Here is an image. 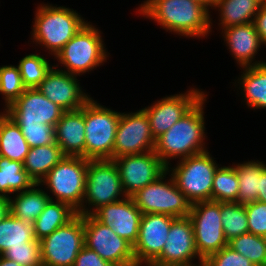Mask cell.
Wrapping results in <instances>:
<instances>
[{"label": "cell", "instance_id": "obj_1", "mask_svg": "<svg viewBox=\"0 0 266 266\" xmlns=\"http://www.w3.org/2000/svg\"><path fill=\"white\" fill-rule=\"evenodd\" d=\"M135 10L144 19L153 20L180 38L207 39L213 32L211 11L194 0H144Z\"/></svg>", "mask_w": 266, "mask_h": 266}, {"label": "cell", "instance_id": "obj_2", "mask_svg": "<svg viewBox=\"0 0 266 266\" xmlns=\"http://www.w3.org/2000/svg\"><path fill=\"white\" fill-rule=\"evenodd\" d=\"M208 95L205 94L180 120L156 139L154 152L166 167L174 159L179 161L208 150L204 114Z\"/></svg>", "mask_w": 266, "mask_h": 266}, {"label": "cell", "instance_id": "obj_3", "mask_svg": "<svg viewBox=\"0 0 266 266\" xmlns=\"http://www.w3.org/2000/svg\"><path fill=\"white\" fill-rule=\"evenodd\" d=\"M32 21L31 43L55 55L88 22L76 10L51 3L37 5Z\"/></svg>", "mask_w": 266, "mask_h": 266}, {"label": "cell", "instance_id": "obj_4", "mask_svg": "<svg viewBox=\"0 0 266 266\" xmlns=\"http://www.w3.org/2000/svg\"><path fill=\"white\" fill-rule=\"evenodd\" d=\"M99 30L96 25L87 22L55 55L53 60L58 63L54 66L80 77L104 65L110 53L105 46L103 32Z\"/></svg>", "mask_w": 266, "mask_h": 266}, {"label": "cell", "instance_id": "obj_5", "mask_svg": "<svg viewBox=\"0 0 266 266\" xmlns=\"http://www.w3.org/2000/svg\"><path fill=\"white\" fill-rule=\"evenodd\" d=\"M88 161L83 157L64 156L39 185L45 186L44 190L52 201L67 203L78 213L85 196Z\"/></svg>", "mask_w": 266, "mask_h": 266}, {"label": "cell", "instance_id": "obj_6", "mask_svg": "<svg viewBox=\"0 0 266 266\" xmlns=\"http://www.w3.org/2000/svg\"><path fill=\"white\" fill-rule=\"evenodd\" d=\"M214 159L207 150L177 161L174 167L172 164L167 167V172L191 204L211 200L214 173L221 165Z\"/></svg>", "mask_w": 266, "mask_h": 266}, {"label": "cell", "instance_id": "obj_7", "mask_svg": "<svg viewBox=\"0 0 266 266\" xmlns=\"http://www.w3.org/2000/svg\"><path fill=\"white\" fill-rule=\"evenodd\" d=\"M121 112L91 98L84 105L85 158L112 160L116 130Z\"/></svg>", "mask_w": 266, "mask_h": 266}, {"label": "cell", "instance_id": "obj_8", "mask_svg": "<svg viewBox=\"0 0 266 266\" xmlns=\"http://www.w3.org/2000/svg\"><path fill=\"white\" fill-rule=\"evenodd\" d=\"M126 197L113 160L88 161L85 196L82 209L77 214L91 215L100 206L118 202Z\"/></svg>", "mask_w": 266, "mask_h": 266}, {"label": "cell", "instance_id": "obj_9", "mask_svg": "<svg viewBox=\"0 0 266 266\" xmlns=\"http://www.w3.org/2000/svg\"><path fill=\"white\" fill-rule=\"evenodd\" d=\"M131 198L142 214L159 213L175 218L187 217L192 205L167 171Z\"/></svg>", "mask_w": 266, "mask_h": 266}, {"label": "cell", "instance_id": "obj_10", "mask_svg": "<svg viewBox=\"0 0 266 266\" xmlns=\"http://www.w3.org/2000/svg\"><path fill=\"white\" fill-rule=\"evenodd\" d=\"M220 216L221 202L208 200L191 205L188 217L193 224L198 255L203 261L228 245Z\"/></svg>", "mask_w": 266, "mask_h": 266}, {"label": "cell", "instance_id": "obj_11", "mask_svg": "<svg viewBox=\"0 0 266 266\" xmlns=\"http://www.w3.org/2000/svg\"><path fill=\"white\" fill-rule=\"evenodd\" d=\"M84 242L83 215L77 214L66 225L40 240L42 266H73Z\"/></svg>", "mask_w": 266, "mask_h": 266}, {"label": "cell", "instance_id": "obj_12", "mask_svg": "<svg viewBox=\"0 0 266 266\" xmlns=\"http://www.w3.org/2000/svg\"><path fill=\"white\" fill-rule=\"evenodd\" d=\"M84 244L102 259L117 266H137L133 246L112 231V228L96 220L92 215H83Z\"/></svg>", "mask_w": 266, "mask_h": 266}, {"label": "cell", "instance_id": "obj_13", "mask_svg": "<svg viewBox=\"0 0 266 266\" xmlns=\"http://www.w3.org/2000/svg\"><path fill=\"white\" fill-rule=\"evenodd\" d=\"M199 262L194 263V260ZM199 257L194 229L190 218L180 217L172 221L167 240L161 254L150 264L151 266H203Z\"/></svg>", "mask_w": 266, "mask_h": 266}, {"label": "cell", "instance_id": "obj_14", "mask_svg": "<svg viewBox=\"0 0 266 266\" xmlns=\"http://www.w3.org/2000/svg\"><path fill=\"white\" fill-rule=\"evenodd\" d=\"M155 144L148 116L143 109L136 112H121L112 160L124 155L154 151Z\"/></svg>", "mask_w": 266, "mask_h": 266}, {"label": "cell", "instance_id": "obj_15", "mask_svg": "<svg viewBox=\"0 0 266 266\" xmlns=\"http://www.w3.org/2000/svg\"><path fill=\"white\" fill-rule=\"evenodd\" d=\"M195 86L184 93L166 95L142 108L149 119L151 133L156 140L180 120L207 92Z\"/></svg>", "mask_w": 266, "mask_h": 266}, {"label": "cell", "instance_id": "obj_16", "mask_svg": "<svg viewBox=\"0 0 266 266\" xmlns=\"http://www.w3.org/2000/svg\"><path fill=\"white\" fill-rule=\"evenodd\" d=\"M113 161L119 171L122 187L127 197H131L138 190L153 183L167 171V167L154 151L124 155Z\"/></svg>", "mask_w": 266, "mask_h": 266}, {"label": "cell", "instance_id": "obj_17", "mask_svg": "<svg viewBox=\"0 0 266 266\" xmlns=\"http://www.w3.org/2000/svg\"><path fill=\"white\" fill-rule=\"evenodd\" d=\"M3 112L17 125L50 124L55 127L65 111L37 88H26Z\"/></svg>", "mask_w": 266, "mask_h": 266}, {"label": "cell", "instance_id": "obj_18", "mask_svg": "<svg viewBox=\"0 0 266 266\" xmlns=\"http://www.w3.org/2000/svg\"><path fill=\"white\" fill-rule=\"evenodd\" d=\"M174 219L167 214H142L138 238L133 246L137 266L150 265L161 254Z\"/></svg>", "mask_w": 266, "mask_h": 266}, {"label": "cell", "instance_id": "obj_19", "mask_svg": "<svg viewBox=\"0 0 266 266\" xmlns=\"http://www.w3.org/2000/svg\"><path fill=\"white\" fill-rule=\"evenodd\" d=\"M77 77L53 66L37 89L64 111H75L92 98Z\"/></svg>", "mask_w": 266, "mask_h": 266}, {"label": "cell", "instance_id": "obj_20", "mask_svg": "<svg viewBox=\"0 0 266 266\" xmlns=\"http://www.w3.org/2000/svg\"><path fill=\"white\" fill-rule=\"evenodd\" d=\"M102 224L112 228V231L135 245L140 227L142 212L131 197L118 202L100 206L91 214Z\"/></svg>", "mask_w": 266, "mask_h": 266}, {"label": "cell", "instance_id": "obj_21", "mask_svg": "<svg viewBox=\"0 0 266 266\" xmlns=\"http://www.w3.org/2000/svg\"><path fill=\"white\" fill-rule=\"evenodd\" d=\"M224 46L229 49L238 68L262 65L264 60H256V55L264 45L259 37L254 22L234 25L221 30Z\"/></svg>", "mask_w": 266, "mask_h": 266}, {"label": "cell", "instance_id": "obj_22", "mask_svg": "<svg viewBox=\"0 0 266 266\" xmlns=\"http://www.w3.org/2000/svg\"><path fill=\"white\" fill-rule=\"evenodd\" d=\"M54 130L56 143L64 156L85 158L84 106L75 111H65Z\"/></svg>", "mask_w": 266, "mask_h": 266}, {"label": "cell", "instance_id": "obj_23", "mask_svg": "<svg viewBox=\"0 0 266 266\" xmlns=\"http://www.w3.org/2000/svg\"><path fill=\"white\" fill-rule=\"evenodd\" d=\"M240 70L241 76L234 80L233 85L235 90L238 92L239 89L240 95H243L242 102L252 110H266V63L243 67Z\"/></svg>", "mask_w": 266, "mask_h": 266}, {"label": "cell", "instance_id": "obj_24", "mask_svg": "<svg viewBox=\"0 0 266 266\" xmlns=\"http://www.w3.org/2000/svg\"><path fill=\"white\" fill-rule=\"evenodd\" d=\"M265 0H216L212 10L218 11V28L221 30L254 22Z\"/></svg>", "mask_w": 266, "mask_h": 266}, {"label": "cell", "instance_id": "obj_25", "mask_svg": "<svg viewBox=\"0 0 266 266\" xmlns=\"http://www.w3.org/2000/svg\"><path fill=\"white\" fill-rule=\"evenodd\" d=\"M35 183L30 189L9 198L10 213L28 223H34L51 200L43 187ZM43 188V189H42Z\"/></svg>", "mask_w": 266, "mask_h": 266}, {"label": "cell", "instance_id": "obj_26", "mask_svg": "<svg viewBox=\"0 0 266 266\" xmlns=\"http://www.w3.org/2000/svg\"><path fill=\"white\" fill-rule=\"evenodd\" d=\"M76 215L77 211L69 204L50 200L33 223L36 240L40 241L49 236L59 227L66 225Z\"/></svg>", "mask_w": 266, "mask_h": 266}, {"label": "cell", "instance_id": "obj_27", "mask_svg": "<svg viewBox=\"0 0 266 266\" xmlns=\"http://www.w3.org/2000/svg\"><path fill=\"white\" fill-rule=\"evenodd\" d=\"M29 148L21 128L1 110L0 156L23 163Z\"/></svg>", "mask_w": 266, "mask_h": 266}, {"label": "cell", "instance_id": "obj_28", "mask_svg": "<svg viewBox=\"0 0 266 266\" xmlns=\"http://www.w3.org/2000/svg\"><path fill=\"white\" fill-rule=\"evenodd\" d=\"M64 157L57 144L30 147L23 162L29 177L37 184Z\"/></svg>", "mask_w": 266, "mask_h": 266}, {"label": "cell", "instance_id": "obj_29", "mask_svg": "<svg viewBox=\"0 0 266 266\" xmlns=\"http://www.w3.org/2000/svg\"><path fill=\"white\" fill-rule=\"evenodd\" d=\"M264 162L251 159L234 163L239 182L238 203L246 205L258 200L261 171L266 167Z\"/></svg>", "mask_w": 266, "mask_h": 266}, {"label": "cell", "instance_id": "obj_30", "mask_svg": "<svg viewBox=\"0 0 266 266\" xmlns=\"http://www.w3.org/2000/svg\"><path fill=\"white\" fill-rule=\"evenodd\" d=\"M35 240L33 223L16 218L10 212L0 222V255L8 248L26 247Z\"/></svg>", "mask_w": 266, "mask_h": 266}, {"label": "cell", "instance_id": "obj_31", "mask_svg": "<svg viewBox=\"0 0 266 266\" xmlns=\"http://www.w3.org/2000/svg\"><path fill=\"white\" fill-rule=\"evenodd\" d=\"M34 184L23 163L0 156V196L10 198V195L28 190Z\"/></svg>", "mask_w": 266, "mask_h": 266}, {"label": "cell", "instance_id": "obj_32", "mask_svg": "<svg viewBox=\"0 0 266 266\" xmlns=\"http://www.w3.org/2000/svg\"><path fill=\"white\" fill-rule=\"evenodd\" d=\"M239 182L234 163L220 165L213 177L211 200L218 202H237Z\"/></svg>", "mask_w": 266, "mask_h": 266}, {"label": "cell", "instance_id": "obj_33", "mask_svg": "<svg viewBox=\"0 0 266 266\" xmlns=\"http://www.w3.org/2000/svg\"><path fill=\"white\" fill-rule=\"evenodd\" d=\"M42 54L31 53L22 57L17 64L23 85L26 88H37L54 66Z\"/></svg>", "mask_w": 266, "mask_h": 266}, {"label": "cell", "instance_id": "obj_34", "mask_svg": "<svg viewBox=\"0 0 266 266\" xmlns=\"http://www.w3.org/2000/svg\"><path fill=\"white\" fill-rule=\"evenodd\" d=\"M220 217L227 241L249 233L245 205L238 202H221Z\"/></svg>", "mask_w": 266, "mask_h": 266}, {"label": "cell", "instance_id": "obj_35", "mask_svg": "<svg viewBox=\"0 0 266 266\" xmlns=\"http://www.w3.org/2000/svg\"><path fill=\"white\" fill-rule=\"evenodd\" d=\"M228 246L248 258L255 266H266V241L262 236L242 234L228 241Z\"/></svg>", "mask_w": 266, "mask_h": 266}, {"label": "cell", "instance_id": "obj_36", "mask_svg": "<svg viewBox=\"0 0 266 266\" xmlns=\"http://www.w3.org/2000/svg\"><path fill=\"white\" fill-rule=\"evenodd\" d=\"M26 90L17 65L0 66V94L4 101L5 110Z\"/></svg>", "mask_w": 266, "mask_h": 266}, {"label": "cell", "instance_id": "obj_37", "mask_svg": "<svg viewBox=\"0 0 266 266\" xmlns=\"http://www.w3.org/2000/svg\"><path fill=\"white\" fill-rule=\"evenodd\" d=\"M2 255L21 266H42L41 244L38 240L26 244V247L8 248Z\"/></svg>", "mask_w": 266, "mask_h": 266}, {"label": "cell", "instance_id": "obj_38", "mask_svg": "<svg viewBox=\"0 0 266 266\" xmlns=\"http://www.w3.org/2000/svg\"><path fill=\"white\" fill-rule=\"evenodd\" d=\"M29 147L57 144L54 127L50 124L18 125Z\"/></svg>", "mask_w": 266, "mask_h": 266}, {"label": "cell", "instance_id": "obj_39", "mask_svg": "<svg viewBox=\"0 0 266 266\" xmlns=\"http://www.w3.org/2000/svg\"><path fill=\"white\" fill-rule=\"evenodd\" d=\"M203 266H255L248 258L237 253L228 245L210 255Z\"/></svg>", "mask_w": 266, "mask_h": 266}, {"label": "cell", "instance_id": "obj_40", "mask_svg": "<svg viewBox=\"0 0 266 266\" xmlns=\"http://www.w3.org/2000/svg\"><path fill=\"white\" fill-rule=\"evenodd\" d=\"M245 209L249 233L264 237L266 235V203L257 200L246 204Z\"/></svg>", "mask_w": 266, "mask_h": 266}, {"label": "cell", "instance_id": "obj_41", "mask_svg": "<svg viewBox=\"0 0 266 266\" xmlns=\"http://www.w3.org/2000/svg\"><path fill=\"white\" fill-rule=\"evenodd\" d=\"M73 266H117L114 263L102 259L95 251L86 246L78 253Z\"/></svg>", "mask_w": 266, "mask_h": 266}, {"label": "cell", "instance_id": "obj_42", "mask_svg": "<svg viewBox=\"0 0 266 266\" xmlns=\"http://www.w3.org/2000/svg\"><path fill=\"white\" fill-rule=\"evenodd\" d=\"M254 24L262 43L266 46V0L261 4L258 13L255 15Z\"/></svg>", "mask_w": 266, "mask_h": 266}, {"label": "cell", "instance_id": "obj_43", "mask_svg": "<svg viewBox=\"0 0 266 266\" xmlns=\"http://www.w3.org/2000/svg\"><path fill=\"white\" fill-rule=\"evenodd\" d=\"M258 201L266 203V167L261 171Z\"/></svg>", "mask_w": 266, "mask_h": 266}, {"label": "cell", "instance_id": "obj_44", "mask_svg": "<svg viewBox=\"0 0 266 266\" xmlns=\"http://www.w3.org/2000/svg\"><path fill=\"white\" fill-rule=\"evenodd\" d=\"M9 212V198L0 196V222Z\"/></svg>", "mask_w": 266, "mask_h": 266}, {"label": "cell", "instance_id": "obj_45", "mask_svg": "<svg viewBox=\"0 0 266 266\" xmlns=\"http://www.w3.org/2000/svg\"><path fill=\"white\" fill-rule=\"evenodd\" d=\"M0 266H21L17 262L0 255Z\"/></svg>", "mask_w": 266, "mask_h": 266}, {"label": "cell", "instance_id": "obj_46", "mask_svg": "<svg viewBox=\"0 0 266 266\" xmlns=\"http://www.w3.org/2000/svg\"><path fill=\"white\" fill-rule=\"evenodd\" d=\"M202 5H204L209 11L213 9L216 0H194Z\"/></svg>", "mask_w": 266, "mask_h": 266}]
</instances>
